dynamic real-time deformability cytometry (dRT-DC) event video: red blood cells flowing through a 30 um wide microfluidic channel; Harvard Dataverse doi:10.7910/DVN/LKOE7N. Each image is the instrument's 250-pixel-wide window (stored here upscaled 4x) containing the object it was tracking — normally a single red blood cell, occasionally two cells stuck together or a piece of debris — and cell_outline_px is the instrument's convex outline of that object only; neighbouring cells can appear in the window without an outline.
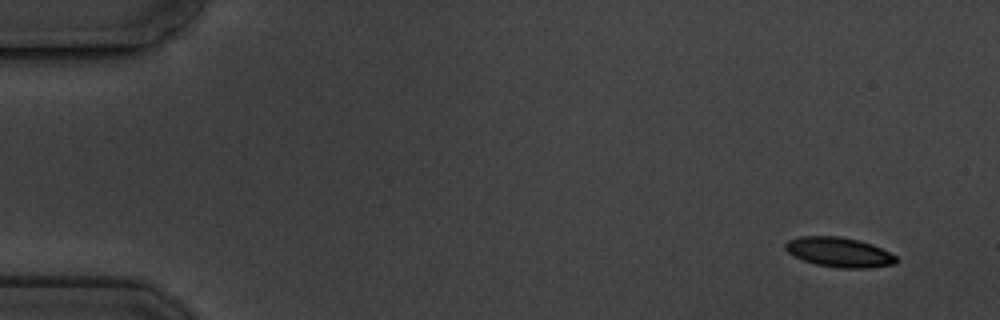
{"species": "common noctule bat (a hibernating species)", "species_latin": "Nyctalus noctula", "temperature_condition": "cold", "stored_images_in_passage": 9, "camera_frame_rate_fps": 3000, "um_per_image_px": 0.085, "animal": {"sex": "male", "body_mass_g": 19.5, "forearm_length_mm": 54.6}, "frame": {"image": 1, "passage_image": 1, "time_ms": 0.0, "image_size_px": [1000, 320], "cell_outline_px": [[896, 264], [868, 268], [840, 268], [816, 264], [804, 260], [788, 252], [784, 248], [784, 244], [788, 240], [800, 236], [840, 236], [860, 240], [872, 244], [896, 256]], "centroid_in_image_um": [71.32, 21.43], "position_along_channel_um": 13.7, "area_um2": 19.13}}
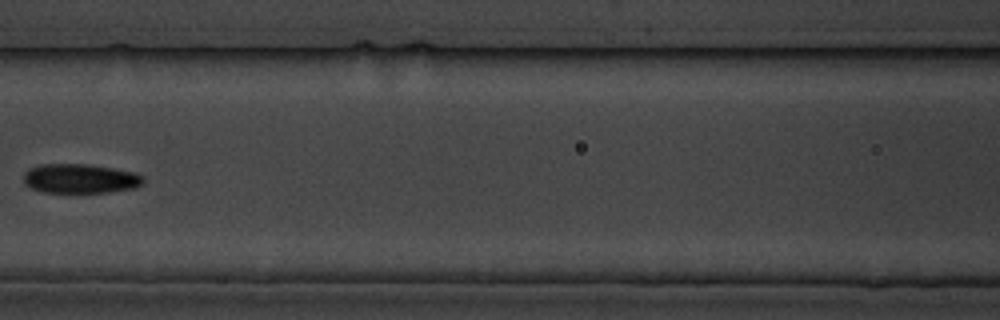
{"frame": {"image": 2, "passage_image": 7, "time_ms": 7.667, "image_size_px": [1000, 320], "cell_outline_px": [[144, 184], [132, 188], [108, 192], [40, 192], [24, 184], [24, 172], [28, 168], [40, 164], [88, 164], [136, 172], [144, 176]], "centroid_in_image_um": [6.81, 15.17], "position_along_channel_um": 159.8, "area_um2": 20.63}}
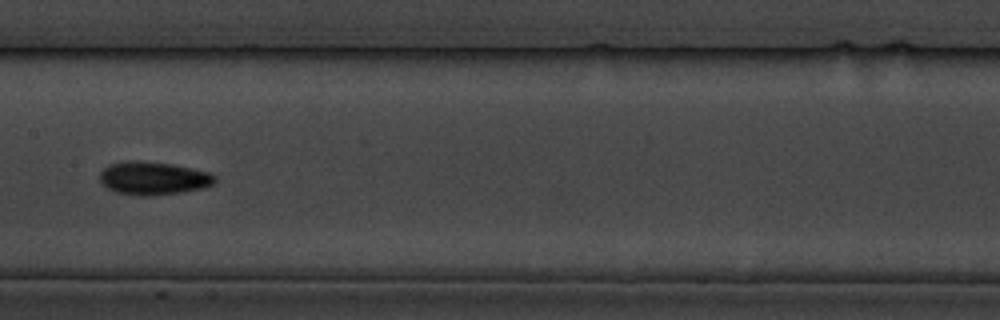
{"frame": {"image": 3, "passage_image": 8, "time_ms": 8.667, "image_size_px": [1000, 320], "cell_outline_px": [[216, 180], [212, 184], [204, 188], [180, 192], [148, 196], [140, 196], [116, 192], [108, 188], [100, 180], [100, 172], [108, 164], [128, 160], [144, 160], [172, 164], [212, 172], [216, 176]], "centroid_in_image_um": [13.05, 15.13], "position_along_channel_um": 194.4, "area_um2": 22.43}}